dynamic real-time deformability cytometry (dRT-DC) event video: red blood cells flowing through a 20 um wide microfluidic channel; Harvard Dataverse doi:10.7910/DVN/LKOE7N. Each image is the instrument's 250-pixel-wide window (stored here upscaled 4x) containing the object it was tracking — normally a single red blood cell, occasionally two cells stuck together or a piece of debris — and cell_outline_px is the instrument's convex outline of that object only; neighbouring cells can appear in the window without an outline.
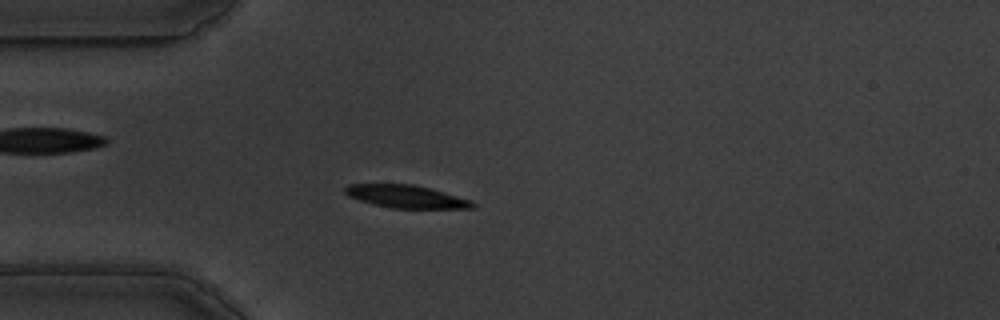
{"species": "common noctule bat (a hibernating species)", "species_latin": "Nyctalus noctula", "temperature_condition": "warm", "stored_images_in_passage": 57, "camera_frame_rate_fps": 3000, "um_per_image_px": 0.085, "animal": {"sex": "male", "body_mass_g": 19.5, "forearm_length_mm": 54.6}, "frame": {"image": 1, "passage_image": 15, "time_ms": 4.667, "image_size_px": [1000, 320], "cell_outline_px": [[476, 204], [472, 208], [392, 208], [360, 200], [348, 196], [344, 192], [344, 188], [348, 184], [412, 184], [432, 188], [472, 200]], "centroid_in_image_um": [34.55, 16.69], "position_along_channel_um": 50.4, "area_um2": 16.88}}
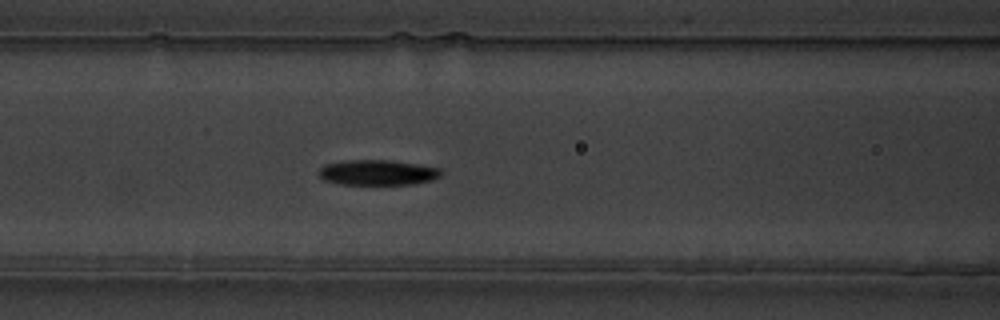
{"frame": {"image": 2, "passage_image": 23, "time_ms": 7.333, "image_size_px": [1000, 320], "cell_outline_px": [[444, 172], [440, 176], [432, 180], [412, 184], [340, 184], [324, 180], [320, 176], [320, 168], [324, 164], [344, 160], [388, 160], [420, 164], [440, 168]], "centroid_in_image_um": [32.12, 14.65], "position_along_channel_um": 134.5, "area_um2": 18.09}}
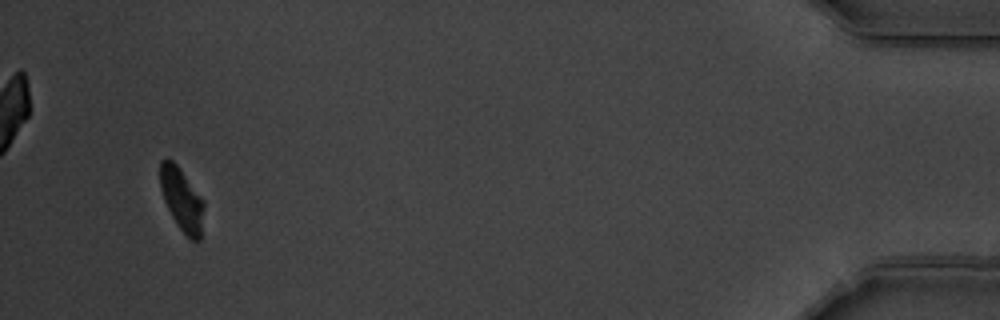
{"frame": {"image": 3, "passage_image": 54, "time_ms": 17.667, "image_size_px": [1000, 320], "cell_outline_px": [[204, 208], [200, 240], [192, 240], [176, 224], [164, 200], [160, 188], [160, 160], [172, 160], [176, 164], [204, 200]], "centroid_in_image_um": [15.45, 16.95], "position_along_channel_um": 419.7, "area_um2": 15.78}, "authors_computed_cell_mechanics": {"area_um2": 17.3978, "velocity_mm_per_s": 3.5099, "shape_relaxation_time_tau1_ms": 2.5989, "shape_relaxation_time_tau2_ms": null, "deformation_change_tau1": 0.1658, "deformation_change_tau2": null}}